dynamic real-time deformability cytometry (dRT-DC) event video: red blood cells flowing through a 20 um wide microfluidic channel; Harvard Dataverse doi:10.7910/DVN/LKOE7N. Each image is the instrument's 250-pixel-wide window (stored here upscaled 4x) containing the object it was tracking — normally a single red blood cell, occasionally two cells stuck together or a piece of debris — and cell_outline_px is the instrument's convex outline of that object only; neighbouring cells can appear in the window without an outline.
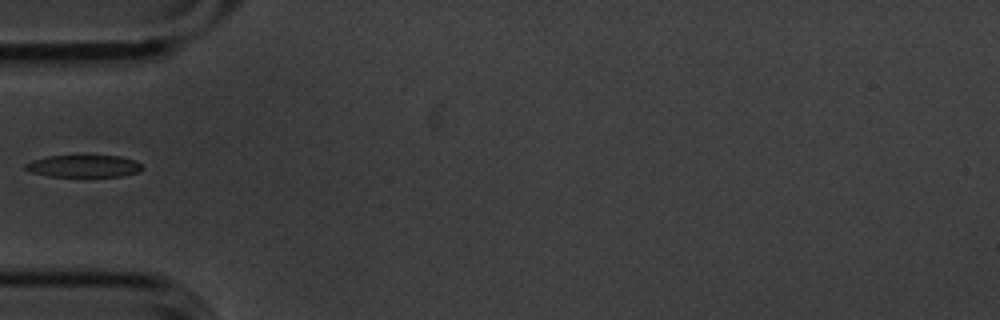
{"species": "common noctule bat (a hibernating species)", "species_latin": "Nyctalus noctula", "temperature_condition": "cold", "stored_images_in_passage": 2, "camera_frame_rate_fps": 3000, "um_per_image_px": 0.085, "animal": {"sex": "male", "body_mass_g": 20.1, "forearm_length_mm": 53.5}, "frame": {"image": 1, "passage_image": 1, "time_ms": 0.0, "image_size_px": [1000, 320], "cell_outline_px": [[144, 168], [140, 172], [124, 176], [48, 176], [32, 172], [24, 168], [24, 164], [32, 160], [48, 156], [120, 156], [136, 160]], "centroid_in_image_um": [7.15, 14.12], "position_along_channel_um": 77.8, "area_um2": 15.09}}
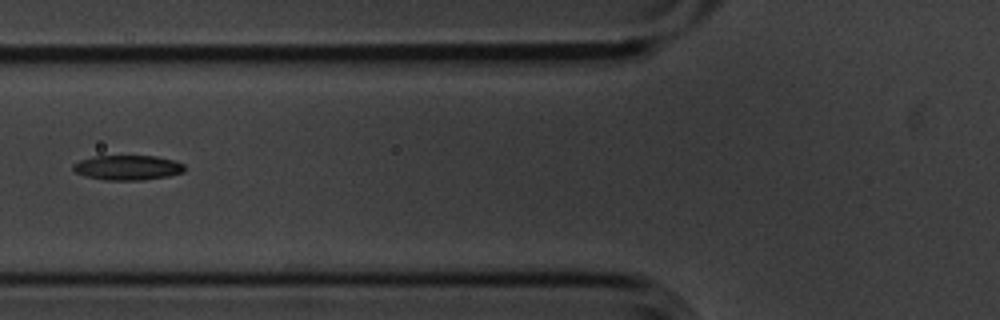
{"frame": {"image": 2, "passage_image": 2, "time_ms": 0.333, "image_size_px": [1000, 320], "cell_outline_px": [[184, 172], [168, 176], [144, 180], [104, 180], [88, 176], [76, 172], [72, 168], [72, 164], [80, 160], [92, 156], [156, 156], [172, 160], [184, 164]], "centroid_in_image_um": [10.85, 14.24], "position_along_channel_um": 115.0, "area_um2": 16.07}}